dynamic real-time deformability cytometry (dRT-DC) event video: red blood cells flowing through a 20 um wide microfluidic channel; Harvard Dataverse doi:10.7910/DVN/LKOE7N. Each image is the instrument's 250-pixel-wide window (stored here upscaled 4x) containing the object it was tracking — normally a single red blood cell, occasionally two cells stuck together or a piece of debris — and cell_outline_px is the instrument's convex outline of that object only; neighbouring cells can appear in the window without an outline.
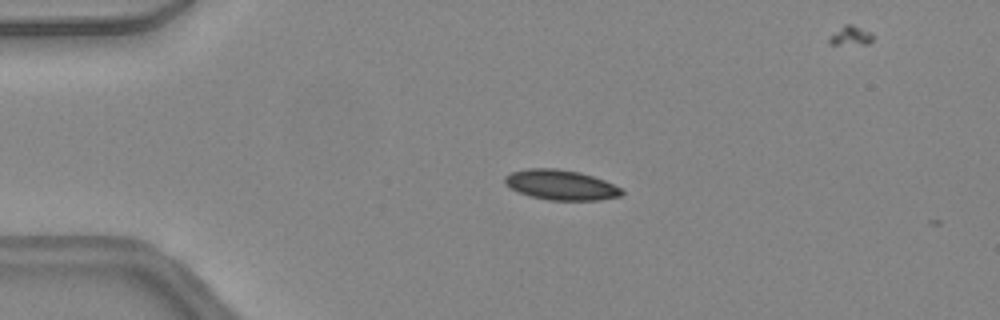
{"species": "common noctule bat (a hibernating species)", "species_latin": "Nyctalus noctula", "temperature_condition": "warm", "stored_images_in_passage": 3, "camera_frame_rate_fps": 3000, "um_per_image_px": 0.085, "animal": {"sex": "female", "body_mass_g": 24.6, "forearm_length_mm": 56.2}, "frame": {"image": 1, "passage_image": 1, "time_ms": 0.0, "image_size_px": [1000, 320], "cell_outline_px": [[624, 192], [620, 196], [596, 200], [548, 200], [532, 196], [520, 192], [504, 184], [504, 176], [512, 172], [528, 168], [556, 168], [580, 172], [604, 180], [624, 188]], "centroid_in_image_um": [47.7, 15.71], "position_along_channel_um": 37.3, "area_um2": 20.46}}